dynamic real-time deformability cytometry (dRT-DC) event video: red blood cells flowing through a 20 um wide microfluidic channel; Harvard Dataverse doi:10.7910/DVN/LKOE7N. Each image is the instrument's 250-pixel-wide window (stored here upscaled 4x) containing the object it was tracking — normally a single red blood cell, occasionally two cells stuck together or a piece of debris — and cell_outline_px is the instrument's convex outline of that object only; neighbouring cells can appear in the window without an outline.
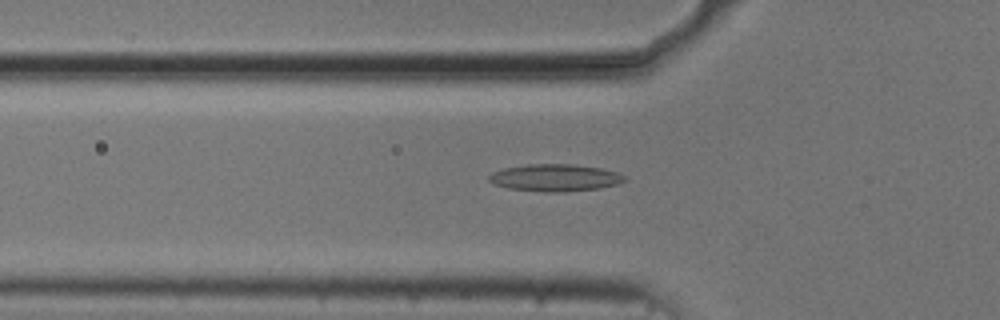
{"species": "common noctule bat (a hibernating species)", "species_latin": "Nyctalus noctula", "temperature_condition": "cold", "stored_images_in_passage": 39, "camera_frame_rate_fps": 3000, "um_per_image_px": 0.085, "animal": {"sex": "male", "body_mass_g": 20.5, "forearm_length_mm": 52.5}, "frame": {"image": 1, "passage_image": 3, "time_ms": 0.667, "image_size_px": [1000, 320], "cell_outline_px": [[628, 180], [616, 184], [600, 188], [564, 192], [544, 192], [508, 188], [496, 184], [488, 180], [488, 176], [492, 172], [504, 168], [528, 164], [572, 164], [600, 168], [616, 172], [624, 176]], "centroid_in_image_um": [47.18, 15.11], "position_along_channel_um": 78.6, "area_um2": 21.39}}
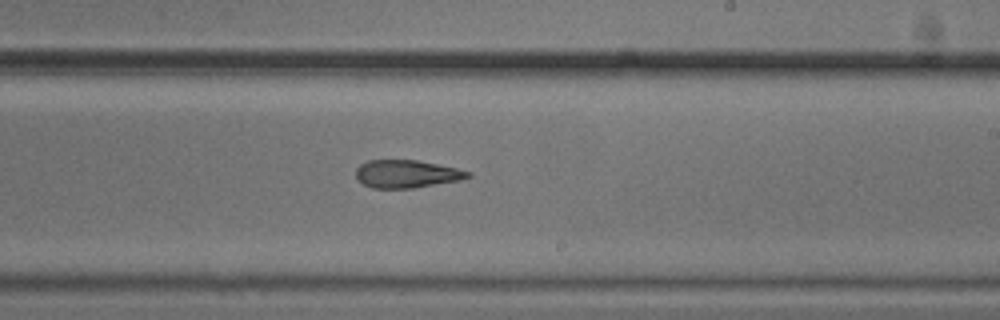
{"frame": {"image": 2, "passage_image": 17, "time_ms": 5.333, "image_size_px": [1000, 320], "cell_outline_px": [[472, 176], [460, 180], [412, 188], [372, 188], [364, 184], [356, 176], [356, 168], [360, 164], [368, 160], [416, 160], [456, 168], [472, 172]], "centroid_in_image_um": [34.57, 14.78], "position_along_channel_um": 254.4, "area_um2": 18.03}}
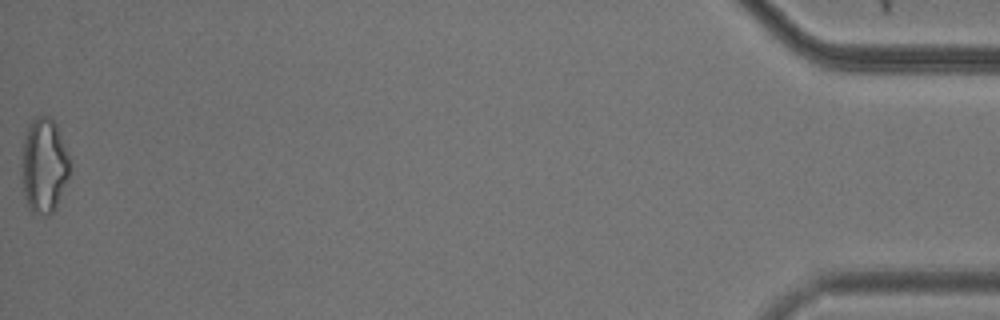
{"frame": {"image": 3, "passage_image": 39, "time_ms": 12.667, "image_size_px": [1000, 320], "cell_outline_px": [[68, 176], [56, 208], [48, 216], [44, 216], [32, 212], [28, 208], [24, 192], [24, 136], [28, 124], [36, 116], [48, 116], [56, 124], [68, 156]], "centroid_in_image_um": [3.75, 14.09], "position_along_channel_um": 431.5, "area_um2": 25.72}, "authors_computed_cell_mechanics": {"area_um2": 19.074, "velocity_mm_per_s": 3.7437, "shape_relaxation_time_tau1_ms": null, "shape_relaxation_time_tau2_ms": 5.2739, "deformation_change_tau1": null, "deformation_change_tau2": 0.1681}}